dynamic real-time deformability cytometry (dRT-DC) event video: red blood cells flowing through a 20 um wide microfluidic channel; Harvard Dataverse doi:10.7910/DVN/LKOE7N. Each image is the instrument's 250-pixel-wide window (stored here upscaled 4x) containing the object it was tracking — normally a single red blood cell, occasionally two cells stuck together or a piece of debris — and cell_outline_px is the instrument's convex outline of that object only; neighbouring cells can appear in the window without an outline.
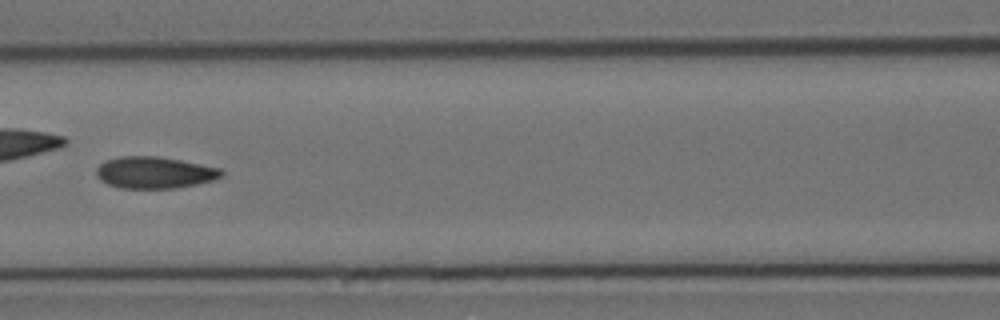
{"species": "Egyptian fruit bat (a non-hibernating species)", "species_latin": "Rousettus aegyptiacus", "temperature_condition": "cold", "stored_images_in_passage": 7, "segment_of_instrument_passage": [1, 2], "camera_frame_rate_fps": 3000, "um_per_image_px": 0.085, "animal": {"sex": "female"}, "frame": {"image": 1, "passage_image": 6, "time_ms": 6.0, "image_size_px": [1000, 320], "cell_outline_px": [[224, 176], [212, 180], [196, 184], [172, 188], [120, 188], [108, 184], [100, 180], [96, 176], [96, 168], [100, 164], [108, 160], [120, 156], [160, 156], [220, 168], [224, 172]], "centroid_in_image_um": [13.12, 14.66], "position_along_channel_um": 153.5, "area_um2": 23.06}}